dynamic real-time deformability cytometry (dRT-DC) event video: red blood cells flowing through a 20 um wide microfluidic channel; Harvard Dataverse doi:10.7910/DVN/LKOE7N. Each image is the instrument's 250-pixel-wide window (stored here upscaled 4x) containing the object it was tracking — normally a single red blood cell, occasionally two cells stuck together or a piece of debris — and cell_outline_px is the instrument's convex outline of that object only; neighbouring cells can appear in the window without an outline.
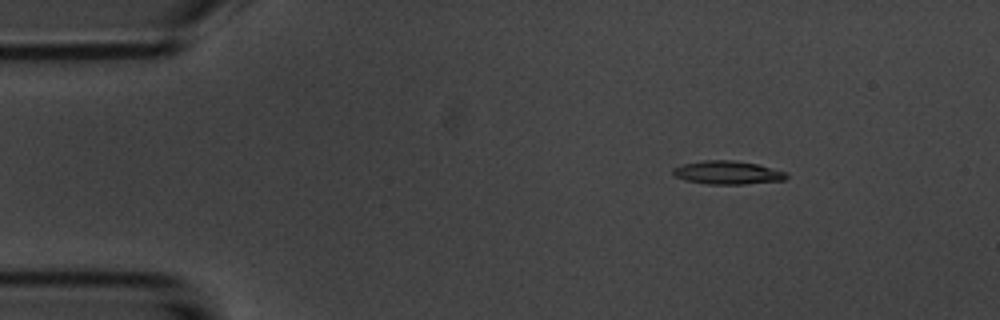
{"species": "common noctule bat (a hibernating species)", "species_latin": "Nyctalus noctula", "temperature_condition": "room temperature", "stored_images_in_passage": 4, "camera_frame_rate_fps": 3000, "um_per_image_px": 0.085, "animal": {"sex": "male", "body_mass_g": 20.1, "forearm_length_mm": 53.5}, "frame": {"image": 1, "passage_image": 2, "time_ms": 1.0, "image_size_px": [1000, 320], "cell_outline_px": [[788, 176], [784, 180], [744, 184], [708, 184], [684, 180], [676, 176], [672, 172], [672, 168], [680, 164], [704, 160], [732, 160], [756, 164], [788, 172]], "centroid_in_image_um": [61.82, 14.66], "position_along_channel_um": 23.2, "area_um2": 15.49}}
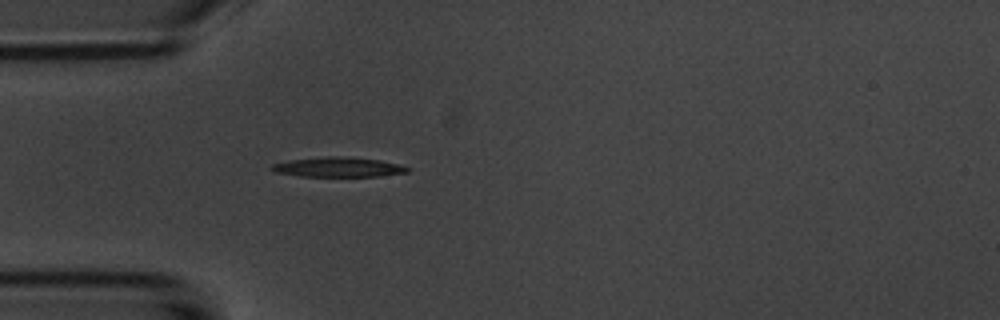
{"frame": {"image": 2, "passage_image": 4, "time_ms": 3.667, "image_size_px": [1000, 320], "cell_outline_px": [[412, 168], [408, 172], [380, 176], [300, 176], [276, 172], [272, 168], [272, 164], [292, 160], [324, 156], [348, 156], [380, 160]], "centroid_in_image_um": [28.8, 14.2], "position_along_channel_um": 56.2, "area_um2": 15.49}}